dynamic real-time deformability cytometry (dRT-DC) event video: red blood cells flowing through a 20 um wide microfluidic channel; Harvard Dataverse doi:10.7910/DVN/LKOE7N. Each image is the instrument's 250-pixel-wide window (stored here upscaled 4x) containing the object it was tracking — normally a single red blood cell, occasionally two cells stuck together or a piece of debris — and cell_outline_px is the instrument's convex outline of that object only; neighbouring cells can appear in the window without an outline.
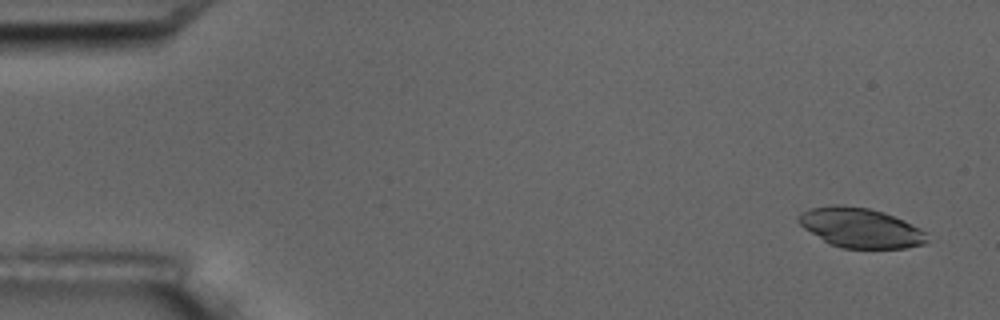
{"species": "common noctule bat (a hibernating species)", "species_latin": "Nyctalus noctula", "temperature_condition": "room temperature", "stored_images_in_passage": 5, "camera_frame_rate_fps": 3000, "um_per_image_px": 0.085, "animal": {"sex": "male", "body_mass_g": 17.5, "forearm_length_mm": 52.3}, "frame": {"image": 1, "passage_image": 1, "time_ms": 0.0, "image_size_px": [1000, 320], "cell_outline_px": [[928, 240], [924, 244], [904, 248], [844, 248], [828, 244], [804, 228], [796, 220], [800, 212], [808, 208], [836, 204], [868, 208], [884, 212], [904, 220], [920, 228], [924, 232]], "centroid_in_image_um": [73.1, 19.35], "position_along_channel_um": 11.9, "area_um2": 29.82}}
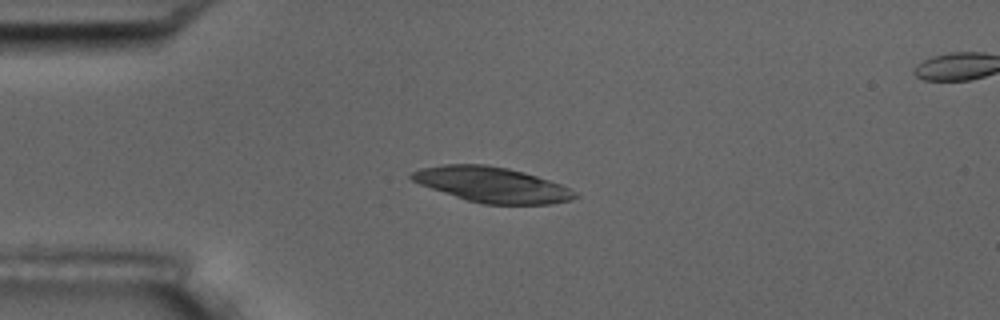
{"frame": {"image": 2, "passage_image": 4, "time_ms": 3.667, "image_size_px": [1000, 320], "cell_outline_px": [[580, 196], [572, 200], [548, 204], [484, 204], [468, 200], [420, 184], [412, 180], [408, 176], [412, 172], [420, 168], [444, 164], [484, 164], [508, 168], [524, 172], [560, 184], [576, 192]], "centroid_in_image_um": [41.83, 15.69], "position_along_channel_um": 43.2, "area_um2": 33.29}}